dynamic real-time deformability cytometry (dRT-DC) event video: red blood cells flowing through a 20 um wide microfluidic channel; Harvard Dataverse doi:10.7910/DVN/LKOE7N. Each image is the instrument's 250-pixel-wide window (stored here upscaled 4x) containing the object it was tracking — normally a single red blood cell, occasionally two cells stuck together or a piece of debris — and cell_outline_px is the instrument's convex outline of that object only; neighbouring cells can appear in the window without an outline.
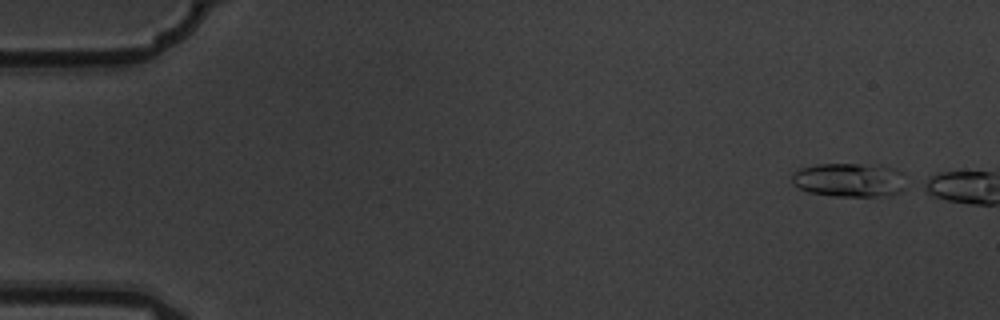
{"species": "common noctule bat (a hibernating species)", "species_latin": "Nyctalus noctula", "temperature_condition": "warm", "stored_images_in_passage": 2, "camera_frame_rate_fps": 3000, "um_per_image_px": 0.085, "animal": {"sex": "male", "body_mass_g": 19.5, "forearm_length_mm": 54.6}, "frame": {"image": 1, "passage_image": 1, "time_ms": 0.0, "image_size_px": [1000, 320], "cell_outline_px": [[904, 188], [900, 192], [892, 196], [832, 196], [808, 192], [792, 184], [792, 176], [800, 168], [816, 164], [880, 164], [904, 172]], "centroid_in_image_um": [72.24, 15.29], "position_along_channel_um": 12.8, "area_um2": 22.95}}